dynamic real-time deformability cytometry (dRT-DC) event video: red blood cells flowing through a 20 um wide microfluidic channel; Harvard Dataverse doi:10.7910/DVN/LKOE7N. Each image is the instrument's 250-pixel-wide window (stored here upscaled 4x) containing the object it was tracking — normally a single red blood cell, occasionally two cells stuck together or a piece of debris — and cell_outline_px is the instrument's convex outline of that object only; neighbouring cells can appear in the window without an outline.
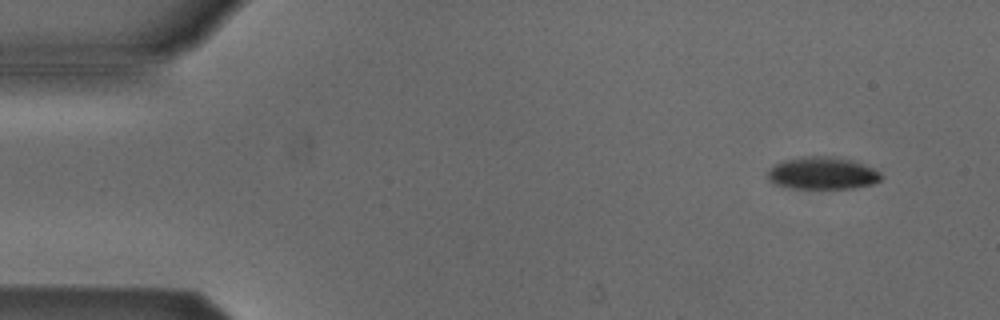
{"species": "Egyptian fruit bat (a non-hibernating species)", "species_latin": "Rousettus aegyptiacus", "temperature_condition": "cold", "stored_images_in_passage": 6, "segment_of_instrument_passage": [1, 2], "camera_frame_rate_fps": 3000, "um_per_image_px": 0.085, "animal": {"sex": "male"}, "frame": {"image": 1, "passage_image": 2, "time_ms": 1.333, "image_size_px": [1000, 320], "cell_outline_px": [[884, 176], [880, 180], [872, 184], [852, 188], [792, 188], [776, 184], [768, 180], [768, 172], [776, 164], [784, 160], [800, 156], [832, 156], [852, 160], [872, 168], [880, 172]], "centroid_in_image_um": [69.92, 14.71], "position_along_channel_um": 15.1, "area_um2": 21.27}}
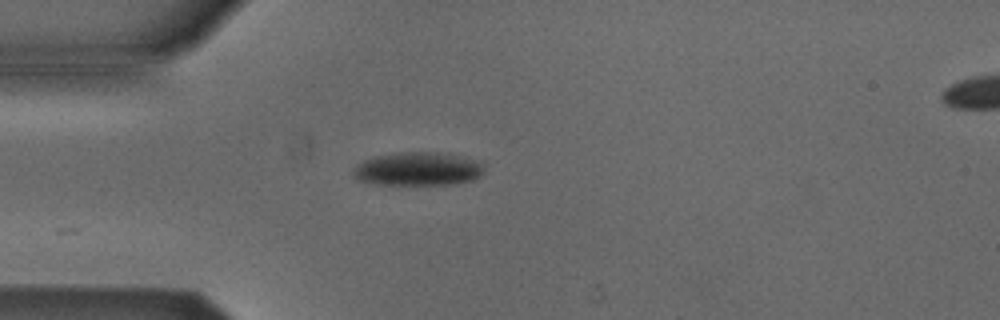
{"frame": {"image": 2, "passage_image": 5, "time_ms": 4.667, "image_size_px": [1000, 320], "cell_outline_px": [[484, 172], [480, 176], [472, 180], [452, 184], [376, 184], [356, 180], [352, 176], [352, 172], [364, 160], [376, 156], [400, 152], [448, 152], [480, 160], [484, 164]], "centroid_in_image_um": [35.59, 14.34], "position_along_channel_um": 49.4, "area_um2": 25.84}}